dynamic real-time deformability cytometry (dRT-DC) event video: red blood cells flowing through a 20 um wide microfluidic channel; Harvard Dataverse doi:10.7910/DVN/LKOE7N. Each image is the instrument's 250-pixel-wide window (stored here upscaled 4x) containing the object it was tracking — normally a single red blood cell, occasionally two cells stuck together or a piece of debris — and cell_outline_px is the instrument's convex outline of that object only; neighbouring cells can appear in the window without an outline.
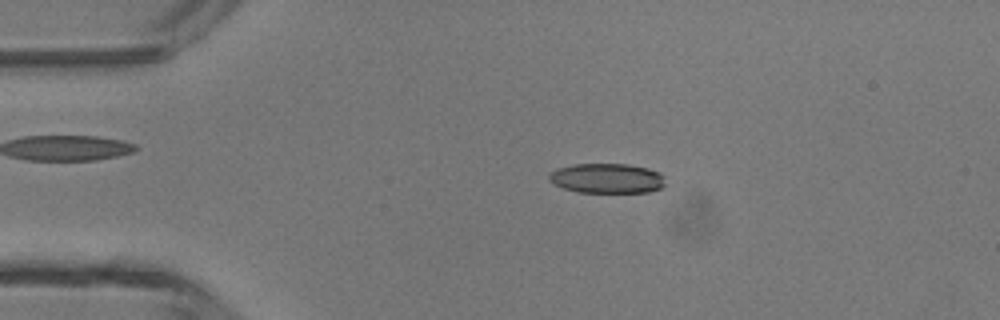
{"species": "common noctule bat (a hibernating species)", "species_latin": "Nyctalus noctula", "temperature_condition": "room temperature", "stored_images_in_passage": 46, "camera_frame_rate_fps": 3000, "um_per_image_px": 0.085, "animal": {"sex": "male", "body_mass_g": 13.3}, "frame": {"image": 1, "passage_image": 9, "time_ms": 2.667, "image_size_px": [1000, 320], "cell_outline_px": [[664, 188], [648, 192], [576, 192], [564, 188], [548, 180], [548, 176], [556, 168], [572, 164], [628, 164], [648, 168], [660, 172], [664, 176]], "centroid_in_image_um": [51.62, 15.15], "position_along_channel_um": 33.4, "area_um2": 20.35}}
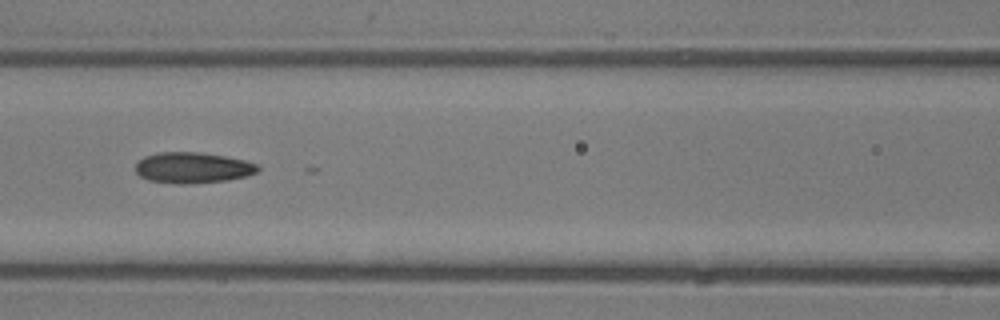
{"frame": {"image": 2, "passage_image": 20, "time_ms": 6.333, "image_size_px": [1000, 320], "cell_outline_px": [[260, 172], [248, 176], [228, 180], [188, 184], [176, 184], [148, 180], [140, 176], [136, 172], [136, 164], [144, 156], [160, 152], [200, 152], [224, 156], [244, 160], [256, 164], [260, 168]], "centroid_in_image_um": [16.4, 14.26], "position_along_channel_um": 150.2, "area_um2": 22.14}}
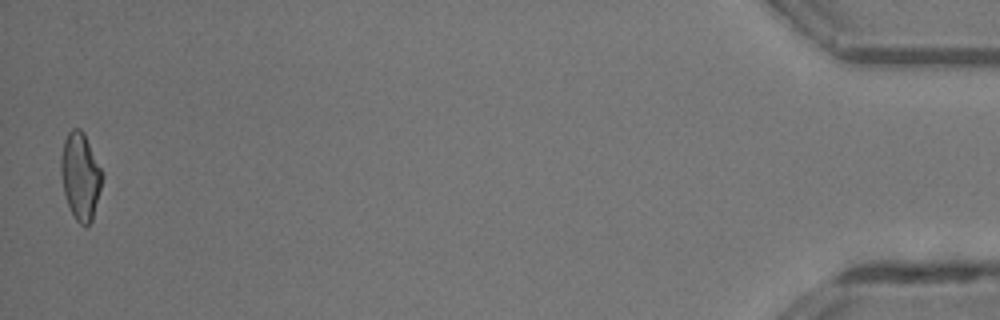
{"frame": {"image": 3, "passage_image": 46, "time_ms": 15.0, "image_size_px": [1000, 320], "cell_outline_px": [[104, 176], [92, 220], [84, 228], [76, 220], [68, 204], [64, 192], [60, 168], [60, 156], [64, 140], [68, 132], [72, 128], [80, 128], [84, 132]], "centroid_in_image_um": [6.83, 14.95], "position_along_channel_um": 428.4, "area_um2": 20.87}, "authors_computed_cell_mechanics": {"area_um2": 20.7502, "velocity_mm_per_s": 4.335, "shape_relaxation_time_tau1_ms": 2.3033, "shape_relaxation_time_tau2_ms": null, "deformation_change_tau1": 0.2787, "deformation_change_tau2": null}}